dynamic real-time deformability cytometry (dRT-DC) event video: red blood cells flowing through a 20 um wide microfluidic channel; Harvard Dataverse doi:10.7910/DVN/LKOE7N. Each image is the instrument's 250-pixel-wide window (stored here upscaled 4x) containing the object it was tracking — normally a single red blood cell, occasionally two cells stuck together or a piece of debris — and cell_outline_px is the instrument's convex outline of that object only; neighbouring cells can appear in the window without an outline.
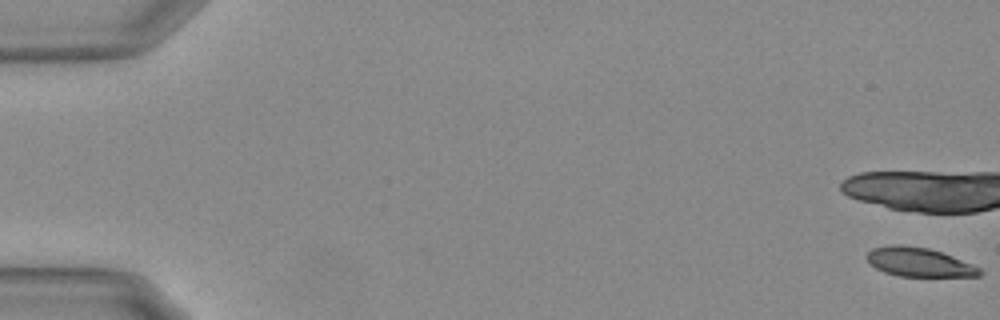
{"species": "Egyptian fruit bat (a non-hibernating species)", "species_latin": "Rousettus aegyptiacus", "temperature_condition": "warm", "stored_images_in_passage": 19, "camera_frame_rate_fps": 3000, "um_per_image_px": 0.085, "animal": {"sex": "female"}, "frame": {"image": 1, "passage_image": 1, "time_ms": 0.0, "image_size_px": [1000, 320], "cell_outline_px": [[984, 272], [980, 276], [900, 276], [884, 272], [876, 268], [864, 256], [872, 248], [896, 244], [900, 244], [928, 248], [952, 256], [972, 264], [980, 268]], "centroid_in_image_um": [78.12, 22.28], "position_along_channel_um": 6.9, "area_um2": 18.96}}